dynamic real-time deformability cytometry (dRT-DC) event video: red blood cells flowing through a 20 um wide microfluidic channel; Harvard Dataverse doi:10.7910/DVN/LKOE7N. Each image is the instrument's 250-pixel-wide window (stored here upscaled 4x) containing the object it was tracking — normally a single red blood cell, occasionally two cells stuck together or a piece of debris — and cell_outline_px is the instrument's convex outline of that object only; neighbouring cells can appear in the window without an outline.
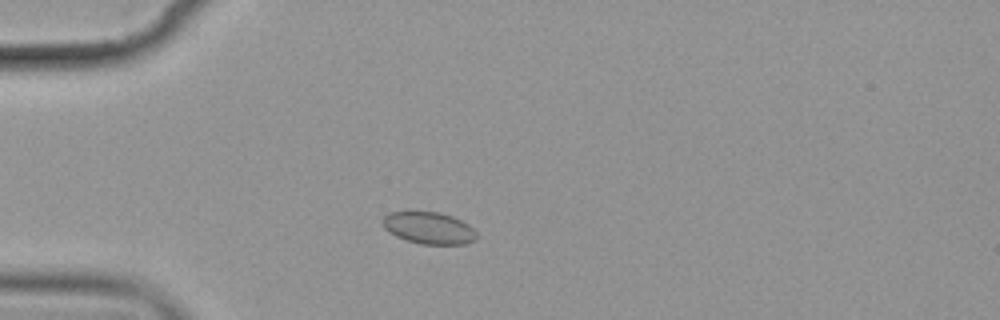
{"species": "common noctule bat (a hibernating species)", "species_latin": "Nyctalus noctula", "temperature_condition": "cold", "stored_images_in_passage": 7, "camera_frame_rate_fps": 3000, "um_per_image_px": 0.085, "animal": {"sex": "female", "body_mass_g": 19.9}, "frame": {"image": 1, "passage_image": 3, "time_ms": 2.333, "image_size_px": [1000, 320], "cell_outline_px": [[476, 240], [464, 244], [420, 244], [404, 240], [388, 232], [384, 228], [380, 220], [388, 212], [440, 212], [452, 216], [468, 224], [476, 232]], "centroid_in_image_um": [36.41, 19.38], "position_along_channel_um": 48.6, "area_um2": 17.63}}
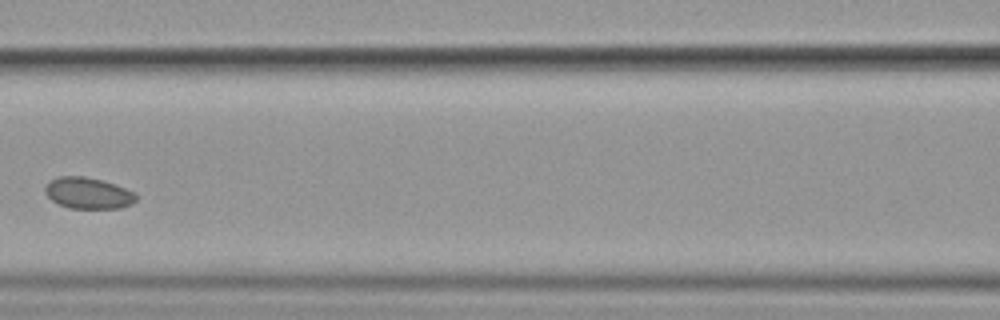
{"frame": {"image": 2, "passage_image": 6, "time_ms": 6.0, "image_size_px": [1000, 320], "cell_outline_px": [[136, 200], [132, 204], [120, 208], [68, 208], [56, 204], [44, 192], [44, 188], [52, 180], [60, 176], [84, 176], [116, 184], [132, 192], [136, 196]], "centroid_in_image_um": [7.47, 16.42], "position_along_channel_um": 159.1, "area_um2": 16.47}}
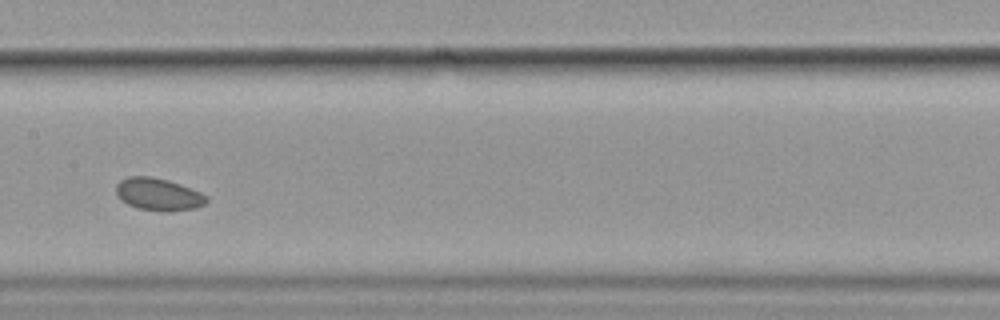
{"frame": {"image": 3, "passage_image": 7, "time_ms": 7.0, "image_size_px": [1000, 320], "cell_outline_px": [[208, 200], [204, 204], [196, 208], [168, 212], [160, 212], [140, 208], [128, 204], [120, 200], [116, 196], [116, 184], [120, 180], [128, 176], [152, 176], [168, 180], [180, 184], [200, 192], [208, 196]], "centroid_in_image_um": [13.45, 16.52], "position_along_channel_um": 194.0, "area_um2": 17.28}}